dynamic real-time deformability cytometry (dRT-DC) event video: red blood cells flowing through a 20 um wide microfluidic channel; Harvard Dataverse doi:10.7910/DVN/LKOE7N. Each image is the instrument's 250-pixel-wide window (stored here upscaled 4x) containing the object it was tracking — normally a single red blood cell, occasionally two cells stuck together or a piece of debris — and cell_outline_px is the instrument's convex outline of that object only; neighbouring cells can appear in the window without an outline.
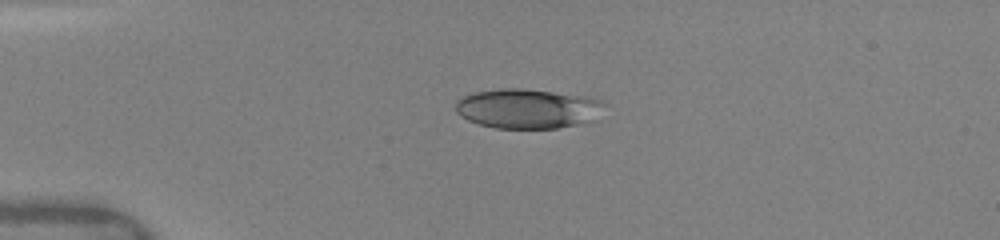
{"species": "human", "species_latin": "Homo sapiens", "temperature_condition": "warm", "stored_images_in_passage": 4, "camera_frame_rate_fps": 3000, "um_per_image_px": 0.085, "donor": {"sex": "female"}, "frame": {"image": 1, "passage_image": 3, "time_ms": 2.0, "image_size_px": [1000, 240], "cell_outline_px": [[608, 104], [596, 120], [556, 128], [496, 128], [480, 124], [468, 120], [460, 116], [456, 112], [456, 100], [460, 96], [472, 92], [500, 88], [520, 88], [588, 96], [600, 100]], "centroid_in_image_um": [44.86, 9.22], "position_along_channel_um": 40.1, "area_um2": 34.8}}